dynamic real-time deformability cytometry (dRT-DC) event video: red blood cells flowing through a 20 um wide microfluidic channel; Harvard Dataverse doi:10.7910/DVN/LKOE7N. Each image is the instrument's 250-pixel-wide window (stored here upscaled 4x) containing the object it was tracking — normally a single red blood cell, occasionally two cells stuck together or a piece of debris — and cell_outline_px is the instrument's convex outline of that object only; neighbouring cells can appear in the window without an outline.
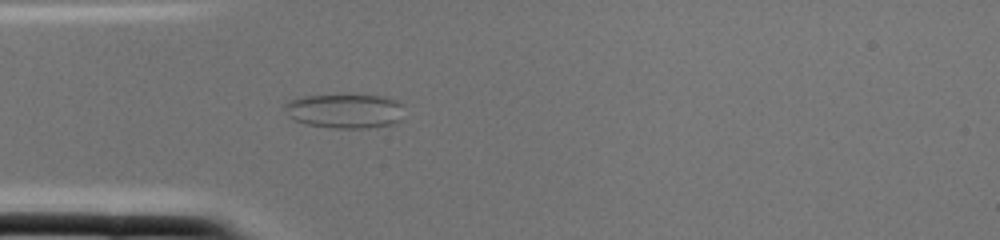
{"species": "common noctule bat (a hibernating species)", "species_latin": "Nyctalus noctula", "temperature_condition": "cold", "stored_images_in_passage": 1, "camera_frame_rate_fps": 3000, "um_per_image_px": 0.085, "animal": {"sex": "female", "body_mass_g": 22.0, "forearm_length_mm": 56.7}, "frame": {"image": 1, "passage_image": 1, "time_ms": 0.0, "image_size_px": [1000, 240], "cell_outline_px": [[400, 120], [392, 124], [368, 128], [332, 128], [308, 124], [292, 120], [288, 116], [284, 108], [284, 104], [288, 100], [300, 96], [380, 96], [396, 100], [400, 104]], "centroid_in_image_um": [29.23, 9.45], "position_along_channel_um": 55.8, "area_um2": 23.58}}